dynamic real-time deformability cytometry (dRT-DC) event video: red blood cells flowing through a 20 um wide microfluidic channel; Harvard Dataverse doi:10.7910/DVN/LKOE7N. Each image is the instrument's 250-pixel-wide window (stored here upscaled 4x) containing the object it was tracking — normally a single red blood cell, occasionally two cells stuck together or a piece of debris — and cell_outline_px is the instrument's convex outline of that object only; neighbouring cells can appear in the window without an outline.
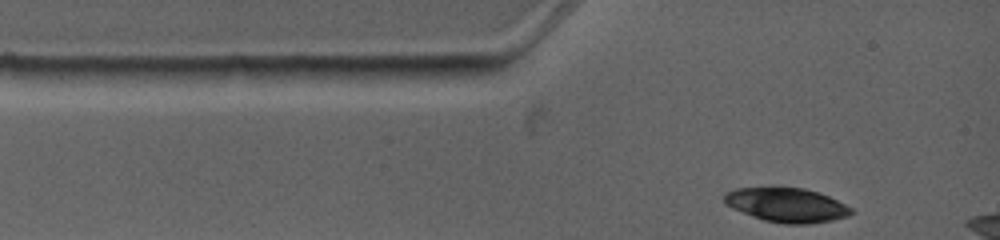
{"species": "common noctule bat (a hibernating species)", "species_latin": "Nyctalus noctula", "temperature_condition": "warm", "stored_images_in_passage": 6, "segment_of_instrument_passage": [1, 2], "camera_frame_rate_fps": 4500, "um_per_image_px": 0.085, "animal": {"sex": "female", "body_mass_g": 19.0, "forearm_length_mm": 53.3}, "frame": {"image": 1, "passage_image": 1, "time_ms": 0.0, "image_size_px": [1000, 240], "cell_outline_px": [[852, 212], [848, 216], [832, 220], [812, 224], [784, 224], [764, 220], [752, 216], [732, 208], [724, 204], [724, 196], [728, 192], [736, 188], [772, 184], [776, 184], [804, 188], [828, 196], [852, 208]], "centroid_in_image_um": [66.81, 17.38], "position_along_channel_um": 18.2, "area_um2": 26.07}}
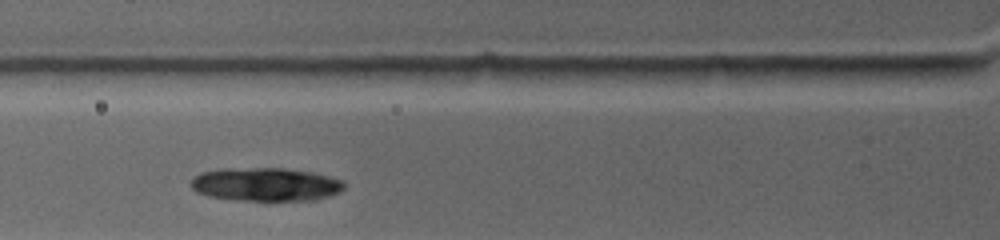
{"frame": {"image": 2, "passage_image": 4, "time_ms": 2.667, "image_size_px": [1000, 240], "cell_outline_px": [[344, 188], [340, 192], [316, 200], [236, 200], [208, 196], [196, 192], [188, 184], [192, 176], [200, 172], [216, 168], [284, 168], [312, 172], [328, 176], [340, 180], [344, 184]], "centroid_in_image_um": [22.49, 15.66], "position_along_channel_um": 103.3, "area_um2": 30.17}}
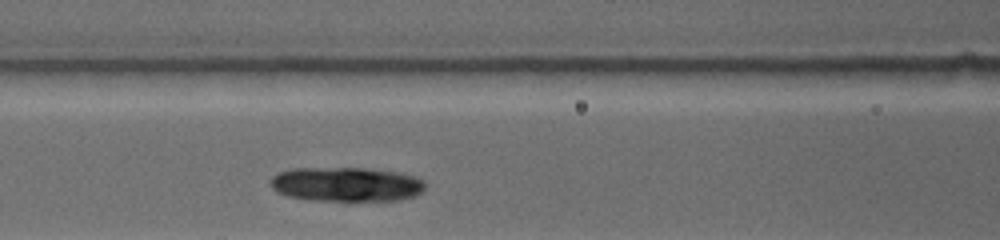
{"frame": {"image": 3, "passage_image": 5, "time_ms": 3.556, "image_size_px": [1000, 240], "cell_outline_px": [[424, 188], [416, 196], [400, 200], [308, 200], [288, 196], [276, 192], [268, 184], [268, 180], [272, 176], [280, 172], [292, 168], [368, 168], [396, 172], [412, 176], [424, 180]], "centroid_in_image_um": [29.38, 15.66], "position_along_channel_um": 137.2, "area_um2": 31.1}}